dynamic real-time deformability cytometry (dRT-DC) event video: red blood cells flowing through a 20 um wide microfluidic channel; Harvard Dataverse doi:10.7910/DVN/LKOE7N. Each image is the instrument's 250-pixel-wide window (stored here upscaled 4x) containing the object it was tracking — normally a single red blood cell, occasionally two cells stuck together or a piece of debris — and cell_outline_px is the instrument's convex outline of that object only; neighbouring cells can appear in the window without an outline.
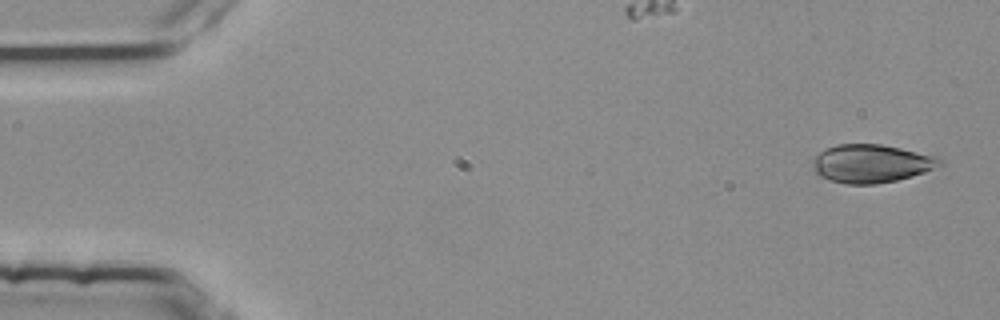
{"species": "common noctule bat (a hibernating species)", "species_latin": "Nyctalus noctula", "temperature_condition": "room temperature", "stored_images_in_passage": 4, "camera_frame_rate_fps": 3000, "um_per_image_px": 0.085, "animal": {"sex": "female", "body_mass_g": 25.1}, "frame": {"image": 1, "passage_image": 1, "time_ms": 0.0, "image_size_px": [1000, 320], "cell_outline_px": [[944, 164], [924, 172], [912, 176], [896, 180], [876, 184], [844, 184], [820, 176], [812, 168], [812, 160], [820, 152], [836, 144], [880, 144], [900, 148], [936, 156], [944, 160]], "centroid_in_image_um": [74.07, 13.9], "position_along_channel_um": 10.9, "area_um2": 28.26}}